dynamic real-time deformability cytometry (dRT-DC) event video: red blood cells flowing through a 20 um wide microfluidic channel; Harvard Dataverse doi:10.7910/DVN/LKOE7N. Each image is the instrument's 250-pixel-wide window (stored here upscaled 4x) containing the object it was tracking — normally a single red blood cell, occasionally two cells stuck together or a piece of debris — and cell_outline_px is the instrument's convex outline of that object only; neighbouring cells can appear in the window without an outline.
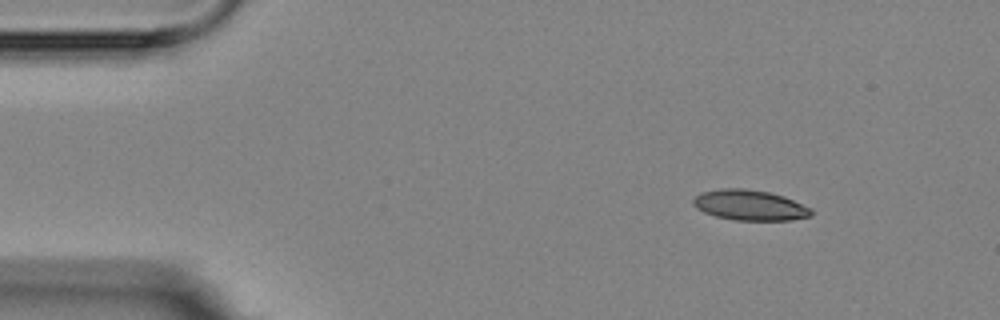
{"species": "Egyptian fruit bat (a non-hibernating species)", "species_latin": "Rousettus aegyptiacus", "temperature_condition": "room temperature", "stored_images_in_passage": 4, "camera_frame_rate_fps": 3000, "um_per_image_px": 0.085, "animal": {"sex": "female"}, "frame": {"image": 1, "passage_image": 1, "time_ms": 0.0, "image_size_px": [1000, 320], "cell_outline_px": [[812, 216], [792, 220], [736, 220], [716, 216], [704, 212], [696, 208], [692, 204], [692, 200], [700, 192], [720, 188], [744, 188], [768, 192], [784, 196], [812, 208]], "centroid_in_image_um": [63.73, 17.43], "position_along_channel_um": 21.3, "area_um2": 21.04}}
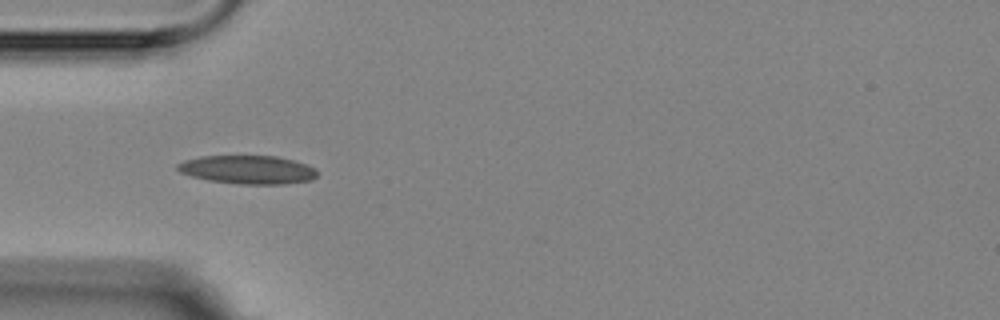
{"frame": {"image": 2, "passage_image": 4, "time_ms": 3.333, "image_size_px": [1000, 320], "cell_outline_px": [[316, 176], [312, 180], [284, 184], [236, 184], [208, 180], [192, 176], [180, 172], [176, 168], [176, 164], [184, 160], [200, 156], [276, 156], [308, 164], [316, 168]], "centroid_in_image_um": [21.05, 14.42], "position_along_channel_um": 63.9, "area_um2": 23.29}}